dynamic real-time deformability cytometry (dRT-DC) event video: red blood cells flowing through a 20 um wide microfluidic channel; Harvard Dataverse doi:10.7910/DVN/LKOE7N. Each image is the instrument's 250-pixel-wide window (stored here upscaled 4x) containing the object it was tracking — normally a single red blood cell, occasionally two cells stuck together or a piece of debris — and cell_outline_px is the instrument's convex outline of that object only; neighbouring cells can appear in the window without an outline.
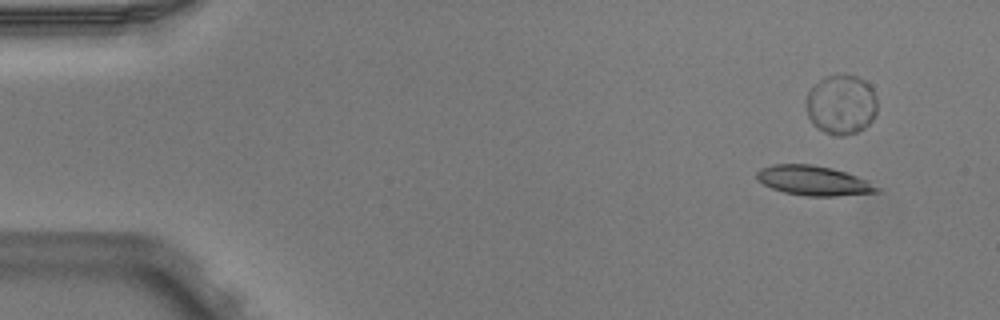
{"species": "Egyptian fruit bat (a non-hibernating species)", "species_latin": "Rousettus aegyptiacus", "temperature_condition": "warm", "stored_images_in_passage": 5, "camera_frame_rate_fps": 3000, "um_per_image_px": 0.085, "animal": {"sex": "male"}, "frame": {"image": 1, "passage_image": 1, "time_ms": 0.0, "image_size_px": [1000, 320], "cell_outline_px": [[880, 188], [876, 192], [836, 196], [808, 196], [784, 192], [772, 188], [764, 184], [756, 176], [756, 172], [760, 168], [772, 164], [812, 164], [832, 168], [868, 180]], "centroid_in_image_um": [69.13, 15.34], "position_along_channel_um": 15.9, "area_um2": 20.58}}
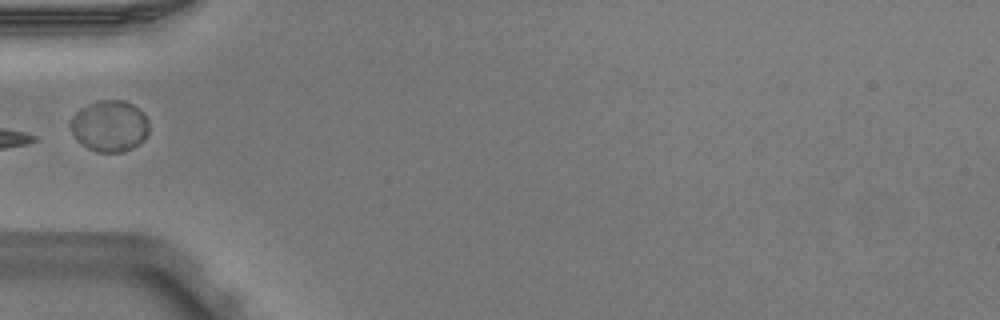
{"frame": {"image": 2, "passage_image": 5, "time_ms": 1.333, "image_size_px": [1000, 320], "cell_outline_px": [[148, 132], [144, 140], [132, 148], [120, 152], [96, 152], [80, 144], [76, 140], [68, 124], [72, 116], [80, 108], [96, 100], [124, 100], [140, 108], [144, 112], [148, 120]], "centroid_in_image_um": [9.3, 10.7], "position_along_channel_um": 75.7, "area_um2": 23.87}}